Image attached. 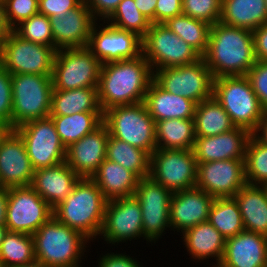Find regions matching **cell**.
I'll return each instance as SVG.
<instances>
[{"mask_svg": "<svg viewBox=\"0 0 267 267\" xmlns=\"http://www.w3.org/2000/svg\"><path fill=\"white\" fill-rule=\"evenodd\" d=\"M152 80L153 72L143 54L102 64L97 87L102 112L115 106L144 102Z\"/></svg>", "mask_w": 267, "mask_h": 267, "instance_id": "obj_1", "label": "cell"}, {"mask_svg": "<svg viewBox=\"0 0 267 267\" xmlns=\"http://www.w3.org/2000/svg\"><path fill=\"white\" fill-rule=\"evenodd\" d=\"M202 58L214 79L246 75L257 61L252 31L220 22L213 24L207 50Z\"/></svg>", "mask_w": 267, "mask_h": 267, "instance_id": "obj_2", "label": "cell"}, {"mask_svg": "<svg viewBox=\"0 0 267 267\" xmlns=\"http://www.w3.org/2000/svg\"><path fill=\"white\" fill-rule=\"evenodd\" d=\"M107 201L91 178H80L71 194L53 208V216L89 240L101 233Z\"/></svg>", "mask_w": 267, "mask_h": 267, "instance_id": "obj_3", "label": "cell"}, {"mask_svg": "<svg viewBox=\"0 0 267 267\" xmlns=\"http://www.w3.org/2000/svg\"><path fill=\"white\" fill-rule=\"evenodd\" d=\"M35 260L46 267L77 266L83 241L81 232L68 227L52 216L32 235Z\"/></svg>", "mask_w": 267, "mask_h": 267, "instance_id": "obj_4", "label": "cell"}, {"mask_svg": "<svg viewBox=\"0 0 267 267\" xmlns=\"http://www.w3.org/2000/svg\"><path fill=\"white\" fill-rule=\"evenodd\" d=\"M212 96L228 113L235 127L244 128L251 134L266 113L245 75L214 79Z\"/></svg>", "mask_w": 267, "mask_h": 267, "instance_id": "obj_5", "label": "cell"}, {"mask_svg": "<svg viewBox=\"0 0 267 267\" xmlns=\"http://www.w3.org/2000/svg\"><path fill=\"white\" fill-rule=\"evenodd\" d=\"M52 91L51 75H12V130L29 121L49 117Z\"/></svg>", "mask_w": 267, "mask_h": 267, "instance_id": "obj_6", "label": "cell"}, {"mask_svg": "<svg viewBox=\"0 0 267 267\" xmlns=\"http://www.w3.org/2000/svg\"><path fill=\"white\" fill-rule=\"evenodd\" d=\"M103 123L112 137L143 149L149 155L156 150V122L144 102L104 111Z\"/></svg>", "mask_w": 267, "mask_h": 267, "instance_id": "obj_7", "label": "cell"}, {"mask_svg": "<svg viewBox=\"0 0 267 267\" xmlns=\"http://www.w3.org/2000/svg\"><path fill=\"white\" fill-rule=\"evenodd\" d=\"M57 49L19 37L13 30L0 42V65L11 75H51Z\"/></svg>", "mask_w": 267, "mask_h": 267, "instance_id": "obj_8", "label": "cell"}, {"mask_svg": "<svg viewBox=\"0 0 267 267\" xmlns=\"http://www.w3.org/2000/svg\"><path fill=\"white\" fill-rule=\"evenodd\" d=\"M56 52L53 70V89L72 90L98 87L101 62L87 48H65Z\"/></svg>", "mask_w": 267, "mask_h": 267, "instance_id": "obj_9", "label": "cell"}, {"mask_svg": "<svg viewBox=\"0 0 267 267\" xmlns=\"http://www.w3.org/2000/svg\"><path fill=\"white\" fill-rule=\"evenodd\" d=\"M149 177L172 194L194 188L197 161L192 149H156L150 155Z\"/></svg>", "mask_w": 267, "mask_h": 267, "instance_id": "obj_10", "label": "cell"}, {"mask_svg": "<svg viewBox=\"0 0 267 267\" xmlns=\"http://www.w3.org/2000/svg\"><path fill=\"white\" fill-rule=\"evenodd\" d=\"M157 70L153 80L167 92L196 104L213 95L214 77L203 58L191 64Z\"/></svg>", "mask_w": 267, "mask_h": 267, "instance_id": "obj_11", "label": "cell"}, {"mask_svg": "<svg viewBox=\"0 0 267 267\" xmlns=\"http://www.w3.org/2000/svg\"><path fill=\"white\" fill-rule=\"evenodd\" d=\"M142 54L154 68L177 67L194 63L202 56L173 33L165 24L151 23L142 38ZM152 62V63H151Z\"/></svg>", "mask_w": 267, "mask_h": 267, "instance_id": "obj_12", "label": "cell"}, {"mask_svg": "<svg viewBox=\"0 0 267 267\" xmlns=\"http://www.w3.org/2000/svg\"><path fill=\"white\" fill-rule=\"evenodd\" d=\"M14 130L23 139L34 170L53 167L65 161L66 148L50 116L29 121Z\"/></svg>", "mask_w": 267, "mask_h": 267, "instance_id": "obj_13", "label": "cell"}, {"mask_svg": "<svg viewBox=\"0 0 267 267\" xmlns=\"http://www.w3.org/2000/svg\"><path fill=\"white\" fill-rule=\"evenodd\" d=\"M53 216V208L31 187L8 188L6 226L10 232L33 235Z\"/></svg>", "mask_w": 267, "mask_h": 267, "instance_id": "obj_14", "label": "cell"}, {"mask_svg": "<svg viewBox=\"0 0 267 267\" xmlns=\"http://www.w3.org/2000/svg\"><path fill=\"white\" fill-rule=\"evenodd\" d=\"M245 184V160L197 163L195 187L214 198L234 197Z\"/></svg>", "mask_w": 267, "mask_h": 267, "instance_id": "obj_15", "label": "cell"}, {"mask_svg": "<svg viewBox=\"0 0 267 267\" xmlns=\"http://www.w3.org/2000/svg\"><path fill=\"white\" fill-rule=\"evenodd\" d=\"M142 210L143 233L148 240L159 237L170 226V199L172 193L150 177L141 178L134 193Z\"/></svg>", "mask_w": 267, "mask_h": 267, "instance_id": "obj_16", "label": "cell"}, {"mask_svg": "<svg viewBox=\"0 0 267 267\" xmlns=\"http://www.w3.org/2000/svg\"><path fill=\"white\" fill-rule=\"evenodd\" d=\"M87 48L101 64L134 59L142 54V38L112 25H107L97 33L93 25Z\"/></svg>", "mask_w": 267, "mask_h": 267, "instance_id": "obj_17", "label": "cell"}, {"mask_svg": "<svg viewBox=\"0 0 267 267\" xmlns=\"http://www.w3.org/2000/svg\"><path fill=\"white\" fill-rule=\"evenodd\" d=\"M101 233L113 244L144 235L142 210L135 196L107 201Z\"/></svg>", "mask_w": 267, "mask_h": 267, "instance_id": "obj_18", "label": "cell"}, {"mask_svg": "<svg viewBox=\"0 0 267 267\" xmlns=\"http://www.w3.org/2000/svg\"><path fill=\"white\" fill-rule=\"evenodd\" d=\"M34 172L23 139L11 130L0 143V185L31 186Z\"/></svg>", "mask_w": 267, "mask_h": 267, "instance_id": "obj_19", "label": "cell"}, {"mask_svg": "<svg viewBox=\"0 0 267 267\" xmlns=\"http://www.w3.org/2000/svg\"><path fill=\"white\" fill-rule=\"evenodd\" d=\"M108 138L107 126L102 123L94 131L66 148L65 162L80 178H91L106 159Z\"/></svg>", "mask_w": 267, "mask_h": 267, "instance_id": "obj_20", "label": "cell"}, {"mask_svg": "<svg viewBox=\"0 0 267 267\" xmlns=\"http://www.w3.org/2000/svg\"><path fill=\"white\" fill-rule=\"evenodd\" d=\"M252 134L240 127L215 136H196L193 153L197 163L217 160H245L247 142Z\"/></svg>", "mask_w": 267, "mask_h": 267, "instance_id": "obj_21", "label": "cell"}, {"mask_svg": "<svg viewBox=\"0 0 267 267\" xmlns=\"http://www.w3.org/2000/svg\"><path fill=\"white\" fill-rule=\"evenodd\" d=\"M93 19L94 17L86 1H83L75 9L68 11L62 17H51L54 47L57 50L87 47L95 23Z\"/></svg>", "mask_w": 267, "mask_h": 267, "instance_id": "obj_22", "label": "cell"}, {"mask_svg": "<svg viewBox=\"0 0 267 267\" xmlns=\"http://www.w3.org/2000/svg\"><path fill=\"white\" fill-rule=\"evenodd\" d=\"M214 199L197 187L173 193L170 199V226L183 232L208 221Z\"/></svg>", "mask_w": 267, "mask_h": 267, "instance_id": "obj_23", "label": "cell"}, {"mask_svg": "<svg viewBox=\"0 0 267 267\" xmlns=\"http://www.w3.org/2000/svg\"><path fill=\"white\" fill-rule=\"evenodd\" d=\"M217 267H267V237L244 230L227 238Z\"/></svg>", "mask_w": 267, "mask_h": 267, "instance_id": "obj_24", "label": "cell"}, {"mask_svg": "<svg viewBox=\"0 0 267 267\" xmlns=\"http://www.w3.org/2000/svg\"><path fill=\"white\" fill-rule=\"evenodd\" d=\"M79 179L64 161L53 167L35 170L31 187L54 208L71 194Z\"/></svg>", "mask_w": 267, "mask_h": 267, "instance_id": "obj_25", "label": "cell"}, {"mask_svg": "<svg viewBox=\"0 0 267 267\" xmlns=\"http://www.w3.org/2000/svg\"><path fill=\"white\" fill-rule=\"evenodd\" d=\"M144 103L155 122L165 119H194L196 103L165 91L154 80L149 84Z\"/></svg>", "mask_w": 267, "mask_h": 267, "instance_id": "obj_26", "label": "cell"}, {"mask_svg": "<svg viewBox=\"0 0 267 267\" xmlns=\"http://www.w3.org/2000/svg\"><path fill=\"white\" fill-rule=\"evenodd\" d=\"M244 229L267 237V192L264 187L245 184L235 195Z\"/></svg>", "mask_w": 267, "mask_h": 267, "instance_id": "obj_27", "label": "cell"}, {"mask_svg": "<svg viewBox=\"0 0 267 267\" xmlns=\"http://www.w3.org/2000/svg\"><path fill=\"white\" fill-rule=\"evenodd\" d=\"M106 199L134 196L139 178L120 164L105 159L92 175Z\"/></svg>", "mask_w": 267, "mask_h": 267, "instance_id": "obj_28", "label": "cell"}, {"mask_svg": "<svg viewBox=\"0 0 267 267\" xmlns=\"http://www.w3.org/2000/svg\"><path fill=\"white\" fill-rule=\"evenodd\" d=\"M219 22L254 31L267 23L265 0H222Z\"/></svg>", "mask_w": 267, "mask_h": 267, "instance_id": "obj_29", "label": "cell"}, {"mask_svg": "<svg viewBox=\"0 0 267 267\" xmlns=\"http://www.w3.org/2000/svg\"><path fill=\"white\" fill-rule=\"evenodd\" d=\"M81 112H102L97 87L72 90L53 89L50 116L72 115Z\"/></svg>", "mask_w": 267, "mask_h": 267, "instance_id": "obj_30", "label": "cell"}, {"mask_svg": "<svg viewBox=\"0 0 267 267\" xmlns=\"http://www.w3.org/2000/svg\"><path fill=\"white\" fill-rule=\"evenodd\" d=\"M184 233V241L188 250L198 259L216 256L220 264L224 251L226 238L208 221L201 222Z\"/></svg>", "mask_w": 267, "mask_h": 267, "instance_id": "obj_31", "label": "cell"}, {"mask_svg": "<svg viewBox=\"0 0 267 267\" xmlns=\"http://www.w3.org/2000/svg\"><path fill=\"white\" fill-rule=\"evenodd\" d=\"M194 127L195 135L202 137L219 135L235 128L228 113L213 96L196 105Z\"/></svg>", "mask_w": 267, "mask_h": 267, "instance_id": "obj_32", "label": "cell"}, {"mask_svg": "<svg viewBox=\"0 0 267 267\" xmlns=\"http://www.w3.org/2000/svg\"><path fill=\"white\" fill-rule=\"evenodd\" d=\"M156 149H193L194 119H165L156 122ZM161 141L164 144H161Z\"/></svg>", "mask_w": 267, "mask_h": 267, "instance_id": "obj_33", "label": "cell"}, {"mask_svg": "<svg viewBox=\"0 0 267 267\" xmlns=\"http://www.w3.org/2000/svg\"><path fill=\"white\" fill-rule=\"evenodd\" d=\"M50 117L65 148L79 141L103 123V112H81Z\"/></svg>", "mask_w": 267, "mask_h": 267, "instance_id": "obj_34", "label": "cell"}, {"mask_svg": "<svg viewBox=\"0 0 267 267\" xmlns=\"http://www.w3.org/2000/svg\"><path fill=\"white\" fill-rule=\"evenodd\" d=\"M106 159L120 164L139 179L149 177L150 155L143 149L132 146L109 135Z\"/></svg>", "mask_w": 267, "mask_h": 267, "instance_id": "obj_35", "label": "cell"}, {"mask_svg": "<svg viewBox=\"0 0 267 267\" xmlns=\"http://www.w3.org/2000/svg\"><path fill=\"white\" fill-rule=\"evenodd\" d=\"M208 222L226 239L245 230L240 209L234 197L215 198L210 208Z\"/></svg>", "mask_w": 267, "mask_h": 267, "instance_id": "obj_36", "label": "cell"}, {"mask_svg": "<svg viewBox=\"0 0 267 267\" xmlns=\"http://www.w3.org/2000/svg\"><path fill=\"white\" fill-rule=\"evenodd\" d=\"M164 24L201 56L205 54L211 25L184 14L170 18Z\"/></svg>", "mask_w": 267, "mask_h": 267, "instance_id": "obj_37", "label": "cell"}, {"mask_svg": "<svg viewBox=\"0 0 267 267\" xmlns=\"http://www.w3.org/2000/svg\"><path fill=\"white\" fill-rule=\"evenodd\" d=\"M34 260L33 236L8 231L0 245L1 267L23 265Z\"/></svg>", "mask_w": 267, "mask_h": 267, "instance_id": "obj_38", "label": "cell"}, {"mask_svg": "<svg viewBox=\"0 0 267 267\" xmlns=\"http://www.w3.org/2000/svg\"><path fill=\"white\" fill-rule=\"evenodd\" d=\"M245 178L250 185L259 183L263 186L267 182V146L257 141L253 135L246 146Z\"/></svg>", "mask_w": 267, "mask_h": 267, "instance_id": "obj_39", "label": "cell"}, {"mask_svg": "<svg viewBox=\"0 0 267 267\" xmlns=\"http://www.w3.org/2000/svg\"><path fill=\"white\" fill-rule=\"evenodd\" d=\"M108 19L116 20L110 25L121 30L134 32L141 38L146 35L151 24L138 10L134 0H122Z\"/></svg>", "mask_w": 267, "mask_h": 267, "instance_id": "obj_40", "label": "cell"}, {"mask_svg": "<svg viewBox=\"0 0 267 267\" xmlns=\"http://www.w3.org/2000/svg\"><path fill=\"white\" fill-rule=\"evenodd\" d=\"M13 31L21 38L33 43L54 47L50 18L36 14L20 23Z\"/></svg>", "mask_w": 267, "mask_h": 267, "instance_id": "obj_41", "label": "cell"}, {"mask_svg": "<svg viewBox=\"0 0 267 267\" xmlns=\"http://www.w3.org/2000/svg\"><path fill=\"white\" fill-rule=\"evenodd\" d=\"M221 4L222 0H183L182 12L212 26L220 20Z\"/></svg>", "mask_w": 267, "mask_h": 267, "instance_id": "obj_42", "label": "cell"}, {"mask_svg": "<svg viewBox=\"0 0 267 267\" xmlns=\"http://www.w3.org/2000/svg\"><path fill=\"white\" fill-rule=\"evenodd\" d=\"M3 2L6 20L12 30L16 25V21H19L20 24L31 16L39 13L38 0H3Z\"/></svg>", "mask_w": 267, "mask_h": 267, "instance_id": "obj_43", "label": "cell"}, {"mask_svg": "<svg viewBox=\"0 0 267 267\" xmlns=\"http://www.w3.org/2000/svg\"><path fill=\"white\" fill-rule=\"evenodd\" d=\"M245 76L248 78L263 109L267 112V62L256 61Z\"/></svg>", "mask_w": 267, "mask_h": 267, "instance_id": "obj_44", "label": "cell"}, {"mask_svg": "<svg viewBox=\"0 0 267 267\" xmlns=\"http://www.w3.org/2000/svg\"><path fill=\"white\" fill-rule=\"evenodd\" d=\"M12 75L0 65V121L11 127Z\"/></svg>", "mask_w": 267, "mask_h": 267, "instance_id": "obj_45", "label": "cell"}, {"mask_svg": "<svg viewBox=\"0 0 267 267\" xmlns=\"http://www.w3.org/2000/svg\"><path fill=\"white\" fill-rule=\"evenodd\" d=\"M82 2L83 0H38V12L48 18L62 17Z\"/></svg>", "mask_w": 267, "mask_h": 267, "instance_id": "obj_46", "label": "cell"}, {"mask_svg": "<svg viewBox=\"0 0 267 267\" xmlns=\"http://www.w3.org/2000/svg\"><path fill=\"white\" fill-rule=\"evenodd\" d=\"M183 0H157L155 23L164 24L168 19L183 14Z\"/></svg>", "mask_w": 267, "mask_h": 267, "instance_id": "obj_47", "label": "cell"}, {"mask_svg": "<svg viewBox=\"0 0 267 267\" xmlns=\"http://www.w3.org/2000/svg\"><path fill=\"white\" fill-rule=\"evenodd\" d=\"M252 34L256 60L267 62V23L256 28Z\"/></svg>", "mask_w": 267, "mask_h": 267, "instance_id": "obj_48", "label": "cell"}, {"mask_svg": "<svg viewBox=\"0 0 267 267\" xmlns=\"http://www.w3.org/2000/svg\"><path fill=\"white\" fill-rule=\"evenodd\" d=\"M121 1L122 0H86L93 17L97 13V15L103 16L104 18H109Z\"/></svg>", "mask_w": 267, "mask_h": 267, "instance_id": "obj_49", "label": "cell"}, {"mask_svg": "<svg viewBox=\"0 0 267 267\" xmlns=\"http://www.w3.org/2000/svg\"><path fill=\"white\" fill-rule=\"evenodd\" d=\"M99 267H140L136 261L126 255H106L100 261Z\"/></svg>", "mask_w": 267, "mask_h": 267, "instance_id": "obj_50", "label": "cell"}, {"mask_svg": "<svg viewBox=\"0 0 267 267\" xmlns=\"http://www.w3.org/2000/svg\"><path fill=\"white\" fill-rule=\"evenodd\" d=\"M142 15L151 23H155V8L157 0H134Z\"/></svg>", "mask_w": 267, "mask_h": 267, "instance_id": "obj_51", "label": "cell"}, {"mask_svg": "<svg viewBox=\"0 0 267 267\" xmlns=\"http://www.w3.org/2000/svg\"><path fill=\"white\" fill-rule=\"evenodd\" d=\"M8 205V188L0 185V225H6V213Z\"/></svg>", "mask_w": 267, "mask_h": 267, "instance_id": "obj_52", "label": "cell"}, {"mask_svg": "<svg viewBox=\"0 0 267 267\" xmlns=\"http://www.w3.org/2000/svg\"><path fill=\"white\" fill-rule=\"evenodd\" d=\"M258 131H262L263 134L257 137L256 132ZM252 135L257 141L267 146V112L257 124V127L255 128Z\"/></svg>", "mask_w": 267, "mask_h": 267, "instance_id": "obj_53", "label": "cell"}, {"mask_svg": "<svg viewBox=\"0 0 267 267\" xmlns=\"http://www.w3.org/2000/svg\"><path fill=\"white\" fill-rule=\"evenodd\" d=\"M12 31L9 27L6 15L5 6L3 0H0V42Z\"/></svg>", "mask_w": 267, "mask_h": 267, "instance_id": "obj_54", "label": "cell"}, {"mask_svg": "<svg viewBox=\"0 0 267 267\" xmlns=\"http://www.w3.org/2000/svg\"><path fill=\"white\" fill-rule=\"evenodd\" d=\"M11 130L12 128L7 123L0 121V143Z\"/></svg>", "mask_w": 267, "mask_h": 267, "instance_id": "obj_55", "label": "cell"}, {"mask_svg": "<svg viewBox=\"0 0 267 267\" xmlns=\"http://www.w3.org/2000/svg\"><path fill=\"white\" fill-rule=\"evenodd\" d=\"M11 267H46V266H44L38 260H34L31 263H27V264H23V265H15V266H11Z\"/></svg>", "mask_w": 267, "mask_h": 267, "instance_id": "obj_56", "label": "cell"}, {"mask_svg": "<svg viewBox=\"0 0 267 267\" xmlns=\"http://www.w3.org/2000/svg\"><path fill=\"white\" fill-rule=\"evenodd\" d=\"M8 231L9 230L6 225H0V245Z\"/></svg>", "mask_w": 267, "mask_h": 267, "instance_id": "obj_57", "label": "cell"}, {"mask_svg": "<svg viewBox=\"0 0 267 267\" xmlns=\"http://www.w3.org/2000/svg\"><path fill=\"white\" fill-rule=\"evenodd\" d=\"M263 187L265 188V190L267 192V182L263 185Z\"/></svg>", "mask_w": 267, "mask_h": 267, "instance_id": "obj_58", "label": "cell"}]
</instances>
